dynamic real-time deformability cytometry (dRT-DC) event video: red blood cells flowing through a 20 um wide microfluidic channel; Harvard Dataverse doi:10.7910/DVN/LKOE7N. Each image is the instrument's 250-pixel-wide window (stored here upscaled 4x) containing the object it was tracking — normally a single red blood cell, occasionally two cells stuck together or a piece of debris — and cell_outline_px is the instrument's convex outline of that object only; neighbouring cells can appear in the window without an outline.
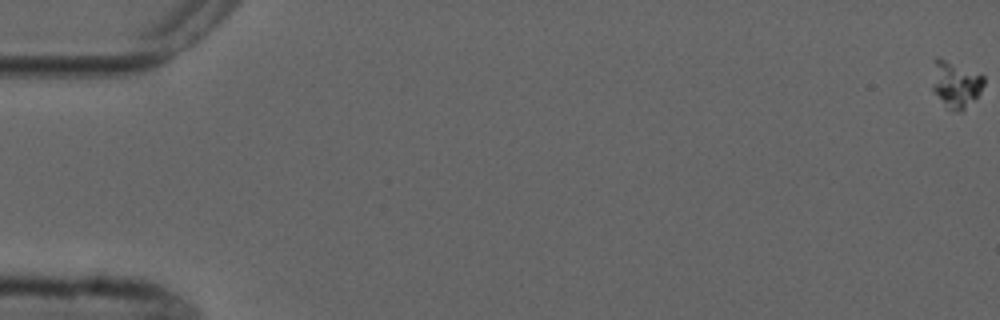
{"species": "common noctule bat (a hibernating species)", "species_latin": "Nyctalus noctula", "temperature_condition": "cold", "stored_images_in_passage": 6, "camera_frame_rate_fps": 3000, "um_per_image_px": 0.085, "animal": {"sex": "male", "forearm_length_mm": 52.5}, "frame": {"image": 1, "passage_image": 1, "time_ms": 0.0, "image_size_px": [1000, 320], "cell_outline_px": [[984, 84], [980, 92], [960, 112], [952, 108], [932, 88], [932, 60], [936, 56], [940, 56], [984, 76]], "centroid_in_image_um": [81.2, 7.04], "position_along_channel_um": 3.8, "area_um2": 13.53}}
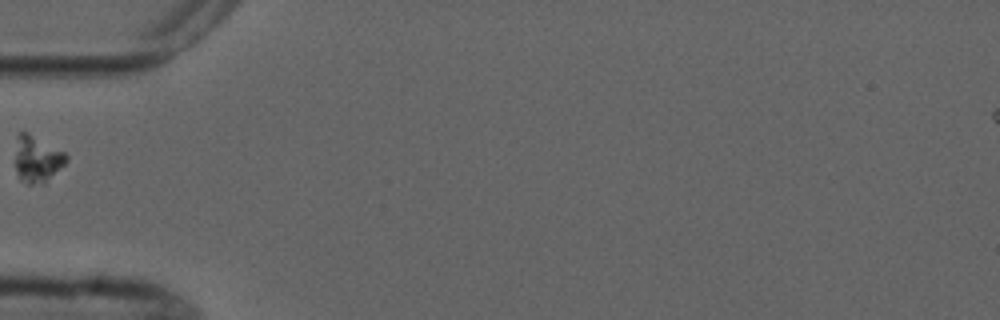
{"frame": {"image": 2, "passage_image": 6, "time_ms": 6.667, "image_size_px": [1000, 320], "cell_outline_px": [[68, 160], [44, 184], [28, 184], [20, 180], [16, 168], [16, 136], [20, 132], [24, 132], [64, 152], [68, 156]], "centroid_in_image_um": [3.15, 13.56], "position_along_channel_um": 81.9, "area_um2": 13.47}}